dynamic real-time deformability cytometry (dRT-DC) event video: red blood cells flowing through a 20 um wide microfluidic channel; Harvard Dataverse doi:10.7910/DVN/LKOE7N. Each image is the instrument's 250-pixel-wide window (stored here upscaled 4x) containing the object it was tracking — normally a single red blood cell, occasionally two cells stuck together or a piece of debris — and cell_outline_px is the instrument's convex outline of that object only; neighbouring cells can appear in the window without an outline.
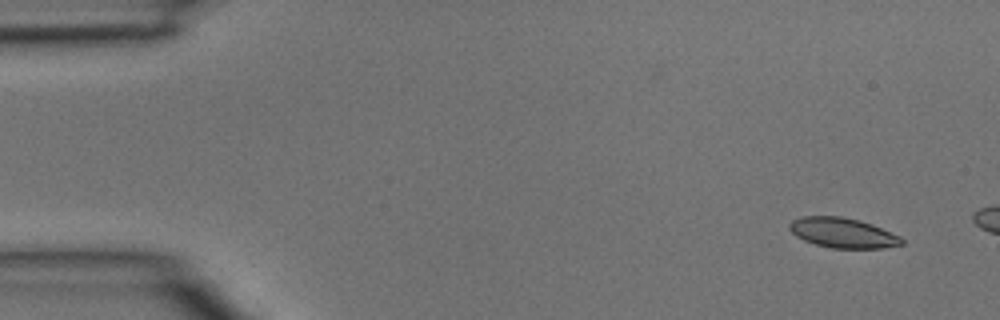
{"species": "common noctule bat (a hibernating species)", "species_latin": "Nyctalus noctula", "temperature_condition": "room temperature", "stored_images_in_passage": 2, "camera_frame_rate_fps": 3000, "um_per_image_px": 0.085, "animal": {"sex": "male", "body_mass_g": 15.6}, "frame": {"image": 1, "passage_image": 1, "time_ms": 0.0, "image_size_px": [1000, 320], "cell_outline_px": [[904, 244], [884, 248], [832, 248], [816, 244], [804, 240], [796, 236], [788, 228], [788, 224], [792, 220], [800, 216], [840, 216], [860, 220], [872, 224], [900, 236], [904, 240]], "centroid_in_image_um": [71.63, 19.78], "position_along_channel_um": 13.4, "area_um2": 19.71}}